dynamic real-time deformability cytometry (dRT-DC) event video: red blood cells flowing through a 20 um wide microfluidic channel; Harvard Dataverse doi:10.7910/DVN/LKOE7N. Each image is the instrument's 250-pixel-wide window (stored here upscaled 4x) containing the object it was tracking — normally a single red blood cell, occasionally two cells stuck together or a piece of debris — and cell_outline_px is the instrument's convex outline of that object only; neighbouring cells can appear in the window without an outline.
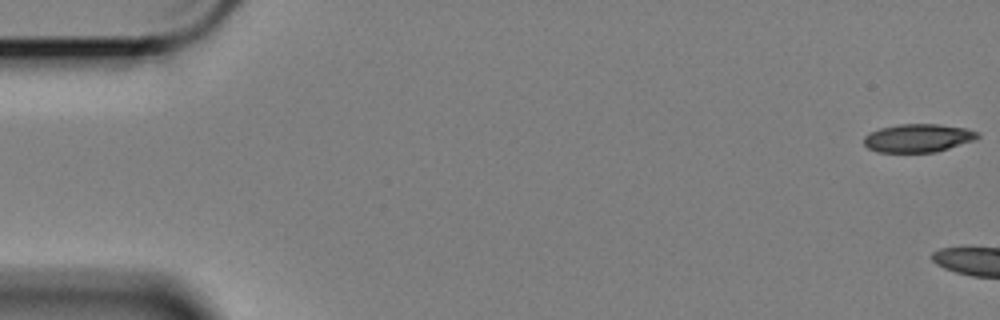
{"species": "Egyptian fruit bat (a non-hibernating species)", "species_latin": "Rousettus aegyptiacus", "temperature_condition": "cold", "stored_images_in_passage": 7, "camera_frame_rate_fps": 3000, "um_per_image_px": 0.085, "animal": {"sex": "female"}, "frame": {"image": 1, "passage_image": 1, "time_ms": 0.0, "image_size_px": [1000, 320], "cell_outline_px": [[980, 136], [976, 140], [936, 152], [876, 152], [868, 148], [864, 144], [864, 136], [868, 132], [880, 128], [900, 124], [936, 124], [968, 128], [980, 132]], "centroid_in_image_um": [78.06, 11.73], "position_along_channel_um": 6.9, "area_um2": 18.96}}